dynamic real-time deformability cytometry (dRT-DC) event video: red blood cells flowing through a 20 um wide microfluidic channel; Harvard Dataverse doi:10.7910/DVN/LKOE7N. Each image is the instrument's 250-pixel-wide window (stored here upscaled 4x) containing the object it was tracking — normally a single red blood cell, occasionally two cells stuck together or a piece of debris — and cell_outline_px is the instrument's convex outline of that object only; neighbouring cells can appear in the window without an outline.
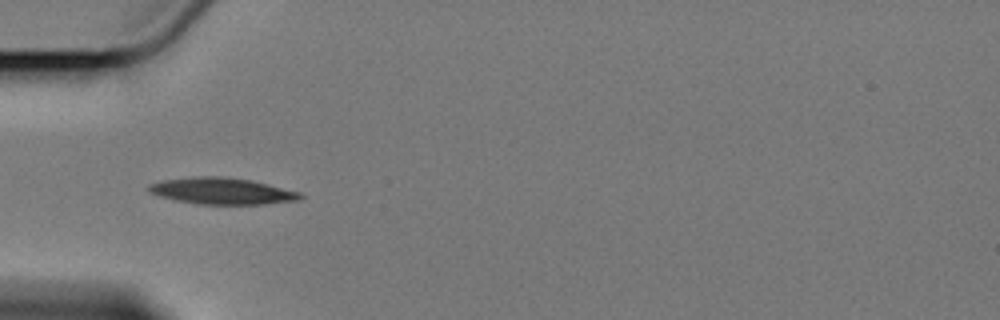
{"species": "Egyptian fruit bat (a non-hibernating species)", "species_latin": "Rousettus aegyptiacus", "temperature_condition": "cold", "stored_images_in_passage": 6, "camera_frame_rate_fps": 3000, "um_per_image_px": 0.085, "animal": {"sex": "female"}, "frame": {"image": 1, "passage_image": 6, "time_ms": 6.0, "image_size_px": [1000, 320], "cell_outline_px": [[304, 196], [300, 200], [264, 204], [200, 204], [176, 200], [160, 196], [148, 192], [148, 184], [164, 180], [192, 176], [224, 176], [252, 180], [300, 192]], "centroid_in_image_um": [18.87, 16.23], "position_along_channel_um": 66.1, "area_um2": 23.47}}